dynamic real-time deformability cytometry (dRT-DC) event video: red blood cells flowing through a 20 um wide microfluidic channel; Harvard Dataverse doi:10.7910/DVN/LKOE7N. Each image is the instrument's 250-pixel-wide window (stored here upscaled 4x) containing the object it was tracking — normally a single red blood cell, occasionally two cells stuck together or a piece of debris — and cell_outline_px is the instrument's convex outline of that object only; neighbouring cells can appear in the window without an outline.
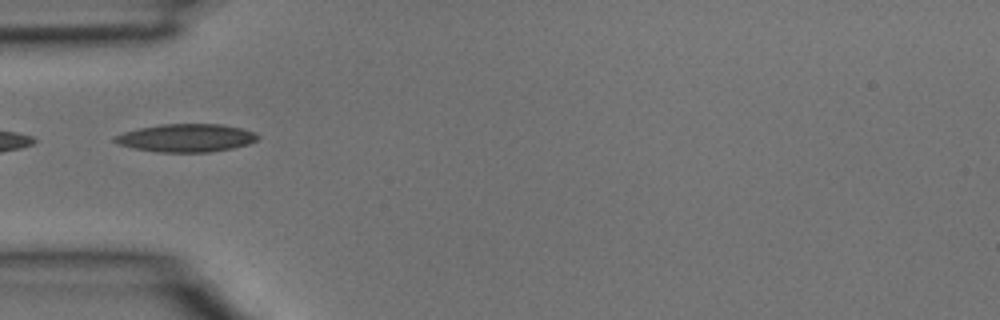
{"species": "common noctule bat (a hibernating species)", "species_latin": "Nyctalus noctula", "temperature_condition": "room temperature", "stored_images_in_passage": 3, "camera_frame_rate_fps": 3000, "um_per_image_px": 0.085, "animal": {"sex": "male", "body_mass_g": 15.6}, "frame": {"image": 1, "passage_image": 2, "time_ms": 0.333, "image_size_px": [1000, 320], "cell_outline_px": [[260, 136], [256, 140], [248, 144], [232, 148], [208, 152], [156, 152], [132, 148], [120, 144], [112, 140], [112, 136], [124, 132], [140, 128], [160, 124], [220, 124], [240, 128], [256, 132]], "centroid_in_image_um": [15.81, 11.72], "position_along_channel_um": 69.2, "area_um2": 23.35}}
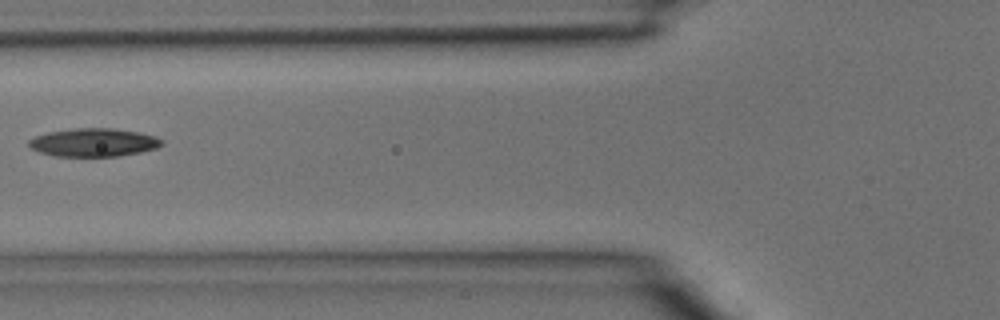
{"frame": {"image": 2, "passage_image": 3, "time_ms": 0.667, "image_size_px": [1000, 320], "cell_outline_px": [[164, 144], [156, 148], [140, 152], [120, 156], [52, 156], [40, 152], [32, 148], [28, 144], [28, 140], [36, 136], [48, 132], [76, 128], [112, 128], [140, 132], [156, 136], [164, 140]], "centroid_in_image_um": [8.0, 12.1], "position_along_channel_um": 117.8, "area_um2": 21.96}}